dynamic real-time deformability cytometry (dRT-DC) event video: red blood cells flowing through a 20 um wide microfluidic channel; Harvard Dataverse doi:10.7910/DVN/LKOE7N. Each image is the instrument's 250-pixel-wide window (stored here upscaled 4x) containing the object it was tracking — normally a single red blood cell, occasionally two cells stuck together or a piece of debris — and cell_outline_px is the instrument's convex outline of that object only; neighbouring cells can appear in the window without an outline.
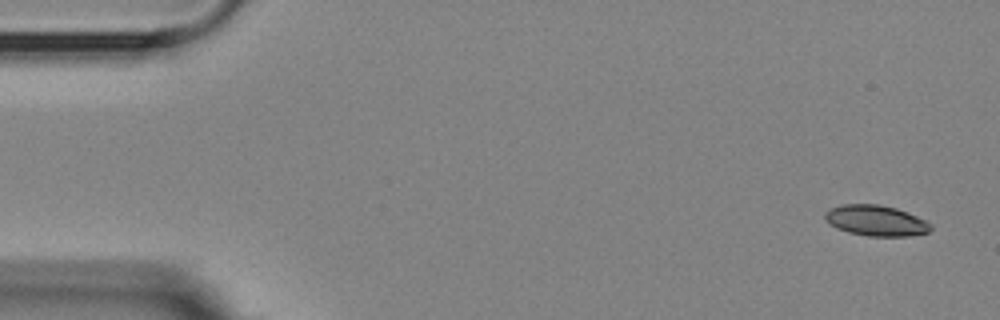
{"species": "Egyptian fruit bat (a non-hibernating species)", "species_latin": "Rousettus aegyptiacus", "temperature_condition": "room temperature", "stored_images_in_passage": 3, "segment_of_instrument_passage": [2, 2], "camera_frame_rate_fps": 3000, "um_per_image_px": 0.085, "animal": {"sex": "female"}, "frame": {"image": 1, "passage_image": 3, "time_ms": 3.333, "image_size_px": [1000, 320], "cell_outline_px": [[932, 228], [928, 232], [908, 236], [868, 236], [848, 232], [836, 228], [828, 224], [824, 216], [824, 212], [828, 208], [840, 204], [880, 204], [896, 208], [908, 212], [932, 224]], "centroid_in_image_um": [74.41, 18.74], "position_along_channel_um": 10.6, "area_um2": 19.13}}